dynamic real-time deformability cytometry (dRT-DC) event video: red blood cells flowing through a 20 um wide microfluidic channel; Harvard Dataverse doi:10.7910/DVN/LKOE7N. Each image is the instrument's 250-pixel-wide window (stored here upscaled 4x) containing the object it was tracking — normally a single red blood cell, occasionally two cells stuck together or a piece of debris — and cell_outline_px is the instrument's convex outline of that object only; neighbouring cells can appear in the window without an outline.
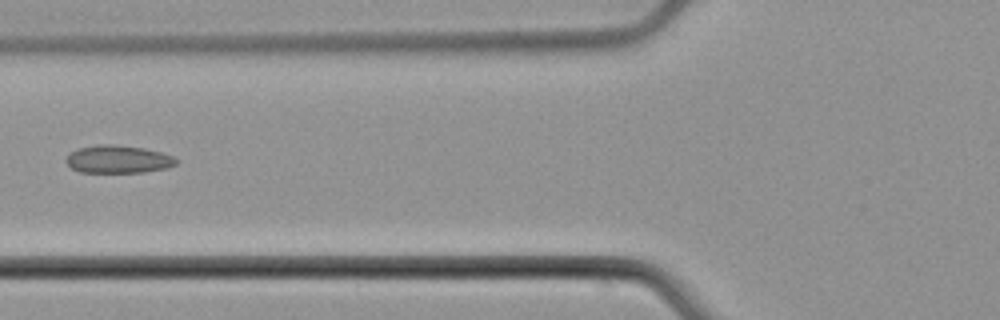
{"species": "common noctule bat (a hibernating species)", "species_latin": "Nyctalus noctula", "temperature_condition": "cold", "stored_images_in_passage": 6, "camera_frame_rate_fps": 3000, "um_per_image_px": 0.085, "animal": {"sex": "male", "body_mass_g": 21.5, "forearm_length_mm": 52.0}, "frame": {"image": 1, "passage_image": 6, "time_ms": 6.0, "image_size_px": [1000, 320], "cell_outline_px": [[176, 164], [164, 168], [144, 172], [80, 172], [72, 168], [64, 160], [76, 148], [100, 144], [112, 144], [144, 148], [160, 152], [172, 156], [176, 160]], "centroid_in_image_um": [10.0, 13.53], "position_along_channel_um": 115.8, "area_um2": 17.63}}